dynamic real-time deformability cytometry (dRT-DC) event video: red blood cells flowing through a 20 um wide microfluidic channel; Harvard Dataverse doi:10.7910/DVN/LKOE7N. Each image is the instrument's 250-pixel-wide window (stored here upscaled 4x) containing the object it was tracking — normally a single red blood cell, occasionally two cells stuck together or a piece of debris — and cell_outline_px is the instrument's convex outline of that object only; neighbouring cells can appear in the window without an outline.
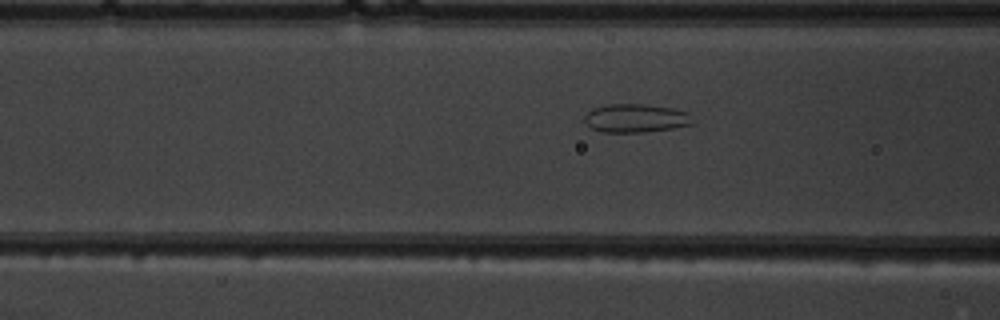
{"species": "common noctule bat (a hibernating species)", "species_latin": "Nyctalus noctula", "temperature_condition": "warm", "stored_images_in_passage": 6, "camera_frame_rate_fps": 3000, "um_per_image_px": 0.085, "animal": {"sex": "male", "body_mass_g": 19.5, "forearm_length_mm": 54.6}, "frame": {"image": 1, "passage_image": 6, "time_ms": 6.667, "image_size_px": [1000, 320], "cell_outline_px": [[692, 124], [672, 128], [644, 132], [600, 132], [592, 128], [584, 120], [584, 116], [592, 108], [604, 104], [644, 104], [672, 108], [688, 112]], "centroid_in_image_um": [53.99, 10.04], "position_along_channel_um": 112.6, "area_um2": 17.86}}